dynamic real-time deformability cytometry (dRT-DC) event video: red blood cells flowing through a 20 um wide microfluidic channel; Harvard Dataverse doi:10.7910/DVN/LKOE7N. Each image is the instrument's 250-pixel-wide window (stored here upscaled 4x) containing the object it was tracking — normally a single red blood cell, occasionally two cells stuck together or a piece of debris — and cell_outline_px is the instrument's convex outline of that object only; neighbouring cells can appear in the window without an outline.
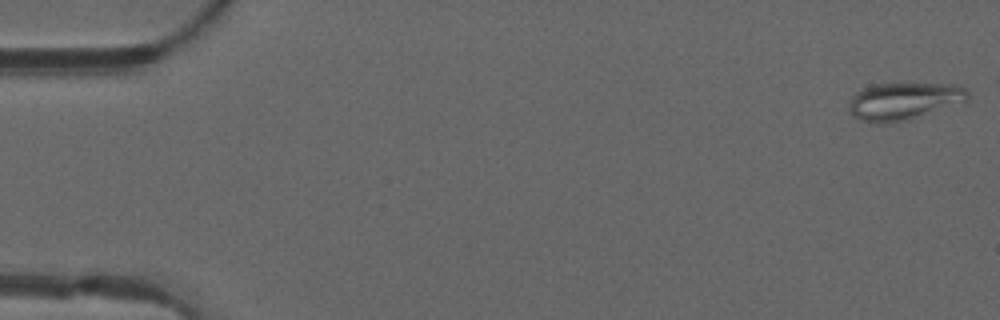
{"species": "common noctule bat (a hibernating species)", "species_latin": "Nyctalus noctula", "temperature_condition": "warm", "stored_images_in_passage": 44, "camera_frame_rate_fps": 3000, "um_per_image_px": 0.085, "animal": {"sex": "male", "forearm_length_mm": 52.5}, "frame": {"image": 1, "passage_image": 1, "time_ms": 0.0, "image_size_px": [1000, 320], "cell_outline_px": [[968, 100], [908, 120], [884, 124], [876, 124], [860, 120], [852, 116], [848, 112], [848, 104], [852, 96], [856, 92], [872, 84], [952, 84], [964, 88], [968, 92]], "centroid_in_image_um": [76.74, 8.61], "position_along_channel_um": 8.3, "area_um2": 25.84}}
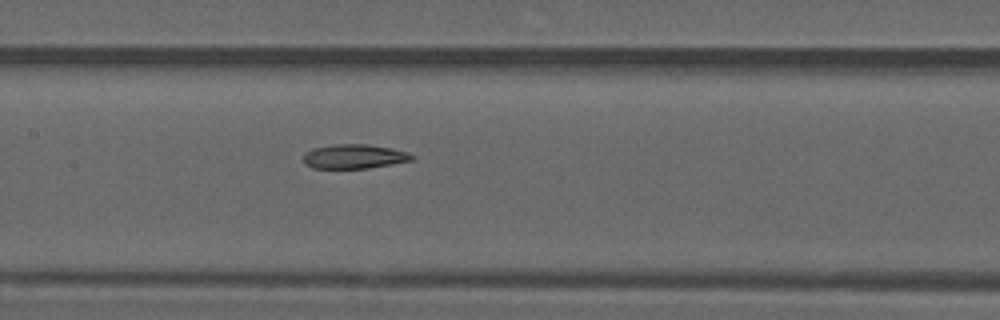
{"frame": {"image": 2, "passage_image": 24, "time_ms": 7.667, "image_size_px": [1000, 320], "cell_outline_px": [[416, 160], [368, 168], [312, 168], [304, 164], [304, 152], [312, 148], [332, 144], [368, 144], [392, 148], [408, 152], [416, 156]], "centroid_in_image_um": [30.13, 13.29], "position_along_channel_um": 177.3, "area_um2": 15.66}}
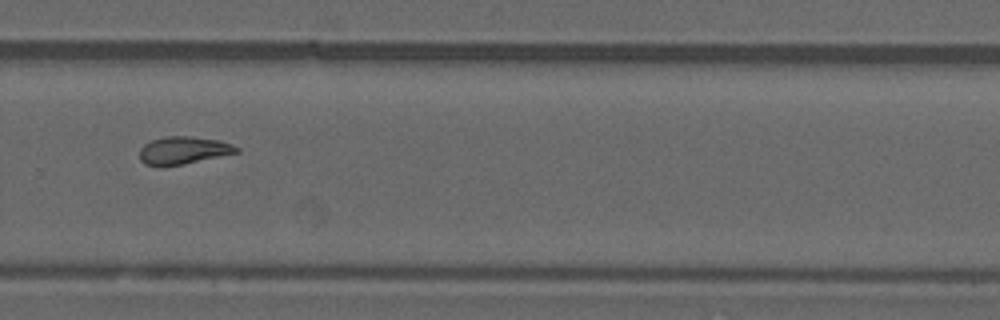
{"frame": {"image": 3, "passage_image": 34, "time_ms": 11.0, "image_size_px": [1000, 320], "cell_outline_px": [[240, 152], [184, 164], [144, 164], [140, 160], [140, 148], [144, 144], [152, 140], [164, 136], [192, 136], [220, 140], [232, 144], [240, 148]], "centroid_in_image_um": [15.64, 12.75], "position_along_channel_um": 314.2, "area_um2": 15.43}, "authors_computed_cell_mechanics": {"area_um2": 16.2129, "velocity_mm_per_s": 4.1305, "shape_relaxation_time_tau1_ms": null, "shape_relaxation_time_tau2_ms": 3.5281, "deformation_change_tau1": null, "deformation_change_tau2": 0.0982}}